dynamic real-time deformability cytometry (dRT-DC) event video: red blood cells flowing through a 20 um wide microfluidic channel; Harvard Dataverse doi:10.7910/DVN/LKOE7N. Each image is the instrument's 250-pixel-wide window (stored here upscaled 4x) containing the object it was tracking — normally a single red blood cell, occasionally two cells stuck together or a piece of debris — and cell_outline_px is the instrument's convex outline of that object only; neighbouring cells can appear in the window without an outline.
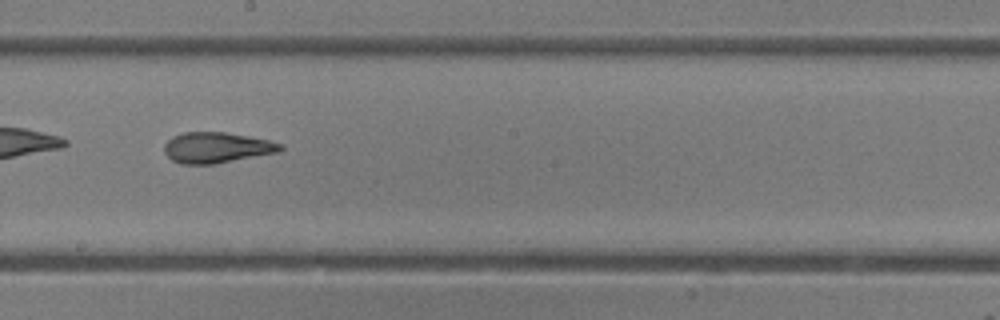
{"species": "common noctule bat (a hibernating species)", "species_latin": "Nyctalus noctula", "temperature_condition": "room temperature", "stored_images_in_passage": 46, "camera_frame_rate_fps": 3000, "um_per_image_px": 0.085, "animal": {"sex": "female"}, "frame": {"image": 1, "passage_image": 27, "time_ms": 8.667, "image_size_px": [1000, 320], "cell_outline_px": [[284, 148], [280, 152], [216, 164], [180, 164], [172, 160], [164, 152], [164, 144], [172, 136], [184, 132], [224, 132], [248, 136], [268, 140], [284, 144]], "centroid_in_image_um": [18.43, 12.55], "position_along_channel_um": 229.8, "area_um2": 20.98}}
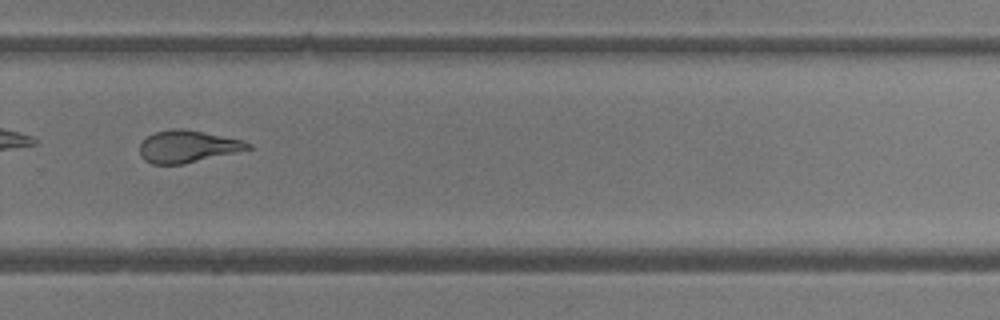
{"frame": {"image": 2, "passage_image": 33, "time_ms": 10.667, "image_size_px": [1000, 320], "cell_outline_px": [[252, 148], [184, 164], [152, 164], [144, 160], [140, 156], [140, 144], [148, 136], [156, 132], [172, 128], [184, 128], [204, 132], [240, 140], [252, 144]], "centroid_in_image_um": [15.91, 12.45], "position_along_channel_um": 313.9, "area_um2": 20.06}, "authors_computed_cell_mechanics": {"area_um2": 22.6287, "velocity_mm_per_s": 4.2246, "shape_relaxation_time_tau1_ms": 7.3068, "shape_relaxation_time_tau2_ms": 1.8614, "deformation_change_tau1": 0.2113, "deformation_change_tau2": 0.0977}}